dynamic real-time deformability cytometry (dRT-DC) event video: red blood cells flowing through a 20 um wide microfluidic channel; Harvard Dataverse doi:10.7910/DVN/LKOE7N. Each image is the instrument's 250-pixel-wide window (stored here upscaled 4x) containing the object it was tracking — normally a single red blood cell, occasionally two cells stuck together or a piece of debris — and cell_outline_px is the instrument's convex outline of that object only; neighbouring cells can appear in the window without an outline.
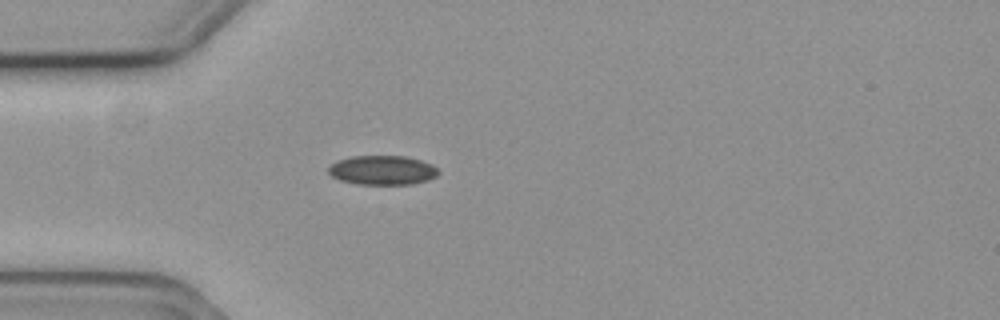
{"species": "common noctule bat (a hibernating species)", "species_latin": "Nyctalus noctula", "temperature_condition": "cold", "stored_images_in_passage": 5, "camera_frame_rate_fps": 3000, "um_per_image_px": 0.085, "animal": {"sex": "female", "body_mass_g": 19.3, "forearm_length_mm": 54.1}, "frame": {"image": 1, "passage_image": 5, "time_ms": 1.333, "image_size_px": [1000, 320], "cell_outline_px": [[440, 172], [436, 176], [428, 180], [412, 184], [356, 184], [340, 180], [332, 176], [328, 172], [328, 168], [336, 160], [352, 156], [408, 156], [432, 164]], "centroid_in_image_um": [32.51, 14.46], "position_along_channel_um": 52.5, "area_um2": 18.84}}